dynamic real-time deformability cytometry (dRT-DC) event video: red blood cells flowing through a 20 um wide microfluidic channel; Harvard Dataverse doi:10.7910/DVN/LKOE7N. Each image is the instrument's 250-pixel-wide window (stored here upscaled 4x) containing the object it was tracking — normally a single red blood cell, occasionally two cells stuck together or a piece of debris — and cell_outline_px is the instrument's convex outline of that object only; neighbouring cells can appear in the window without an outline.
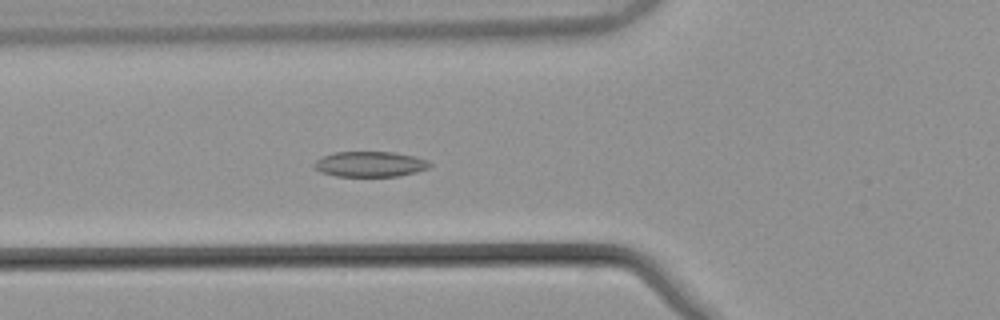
{"species": "common noctule bat (a hibernating species)", "species_latin": "Nyctalus noctula", "temperature_condition": "warm", "stored_images_in_passage": 55, "segment_of_instrument_passage": [1, 2], "camera_frame_rate_fps": 3000, "um_per_image_px": 0.085, "animal": {"sex": "male", "body_mass_g": 21.5, "forearm_length_mm": 52.0}, "frame": {"image": 1, "passage_image": 20, "time_ms": 6.333, "image_size_px": [1000, 320], "cell_outline_px": [[432, 164], [428, 168], [416, 172], [396, 176], [336, 176], [320, 172], [312, 164], [316, 160], [324, 156], [336, 152], [392, 152], [416, 156], [428, 160]], "centroid_in_image_um": [31.47, 13.95], "position_along_channel_um": 94.3, "area_um2": 17.05}}
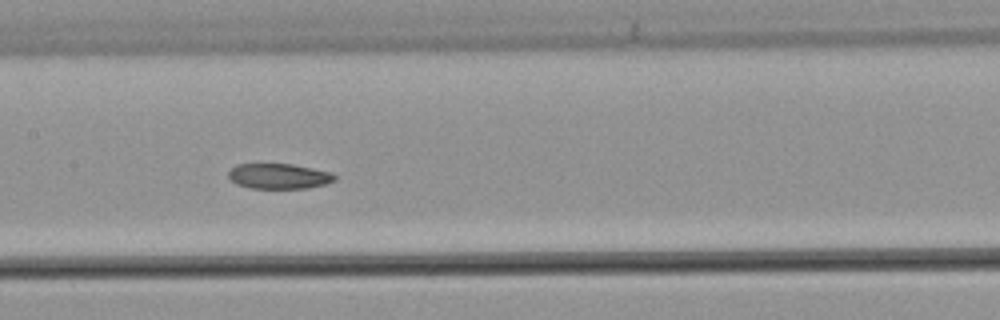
{"frame": {"image": 2, "passage_image": 27, "time_ms": 8.667, "image_size_px": [1000, 320], "cell_outline_px": [[336, 180], [324, 184], [308, 188], [252, 188], [236, 184], [228, 176], [228, 172], [236, 164], [292, 164], [332, 172], [336, 176]], "centroid_in_image_um": [23.72, 14.97], "position_along_channel_um": 183.7, "area_um2": 15.61}}
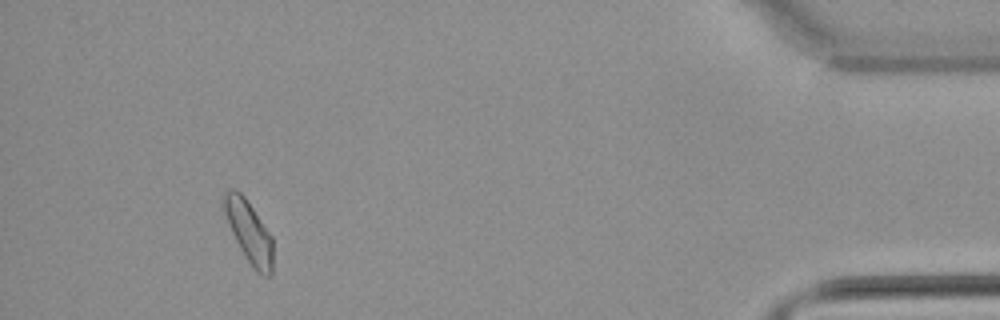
{"frame": {"image": 3, "passage_image": 50, "time_ms": 16.333, "image_size_px": [1000, 320], "cell_outline_px": [[272, 272], [268, 276], [260, 276], [252, 268], [244, 256], [228, 224], [220, 204], [220, 200], [224, 192], [228, 188], [236, 188], [244, 196], [272, 236]], "centroid_in_image_um": [21.11, 19.66], "position_along_channel_um": 414.1, "area_um2": 18.03}}